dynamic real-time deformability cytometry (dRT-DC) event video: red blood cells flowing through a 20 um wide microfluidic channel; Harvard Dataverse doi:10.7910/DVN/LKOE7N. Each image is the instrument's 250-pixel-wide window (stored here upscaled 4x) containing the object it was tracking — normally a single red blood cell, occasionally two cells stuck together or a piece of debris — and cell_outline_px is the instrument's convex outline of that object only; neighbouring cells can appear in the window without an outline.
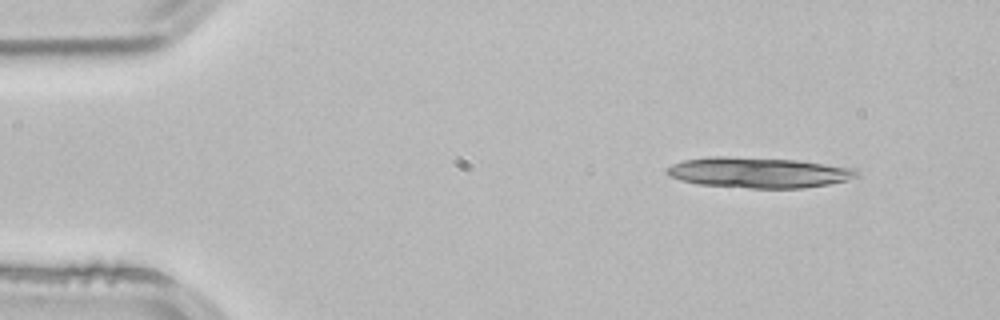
{"species": "common noctule bat (a hibernating species)", "species_latin": "Nyctalus noctula", "temperature_condition": "room temperature", "stored_images_in_passage": 3, "camera_frame_rate_fps": 3000, "um_per_image_px": 0.085, "animal": {"sex": "male", "body_mass_g": 21.5, "forearm_length_mm": 52.0}, "frame": {"image": 1, "passage_image": 1, "time_ms": 0.0, "image_size_px": [1000, 320], "cell_outline_px": [[860, 176], [848, 180], [828, 184], [804, 188], [748, 188], [700, 184], [680, 180], [668, 176], [664, 172], [672, 164], [684, 160], [716, 156], [720, 156], [796, 160], [856, 168], [860, 172]], "centroid_in_image_um": [64.51, 14.67], "position_along_channel_um": 20.5, "area_um2": 33.76}}